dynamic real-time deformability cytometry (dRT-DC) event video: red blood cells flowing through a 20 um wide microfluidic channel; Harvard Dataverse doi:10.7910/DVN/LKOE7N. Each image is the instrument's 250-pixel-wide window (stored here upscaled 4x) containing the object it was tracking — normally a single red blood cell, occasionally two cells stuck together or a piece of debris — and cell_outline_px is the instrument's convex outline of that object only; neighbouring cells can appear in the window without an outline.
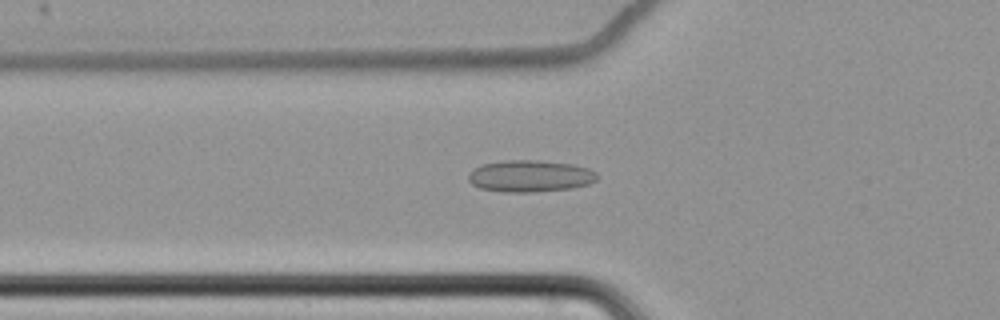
{"species": "common noctule bat (a hibernating species)", "species_latin": "Nyctalus noctula", "temperature_condition": "cold", "stored_images_in_passage": 57, "camera_frame_rate_fps": 3000, "um_per_image_px": 0.085, "animal": {"sex": "female", "body_mass_g": 22.7, "forearm_length_mm": 54.2}, "frame": {"image": 1, "passage_image": 19, "time_ms": 6.0, "image_size_px": [1000, 320], "cell_outline_px": [[596, 180], [588, 184], [572, 188], [532, 192], [504, 192], [480, 188], [472, 184], [468, 180], [468, 176], [476, 168], [484, 164], [504, 160], [540, 160], [572, 164], [588, 168], [596, 172]], "centroid_in_image_um": [45.07, 14.96], "position_along_channel_um": 80.7, "area_um2": 23.7}}
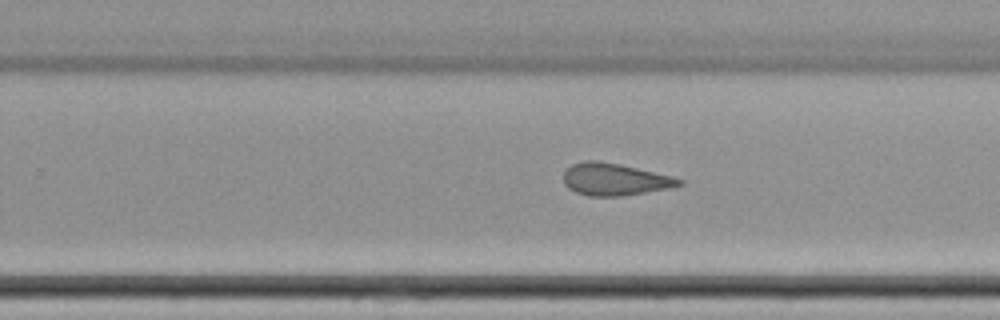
{"frame": {"image": 2, "passage_image": 36, "time_ms": 11.667, "image_size_px": [1000, 320], "cell_outline_px": [[684, 184], [668, 188], [620, 196], [588, 196], [576, 192], [568, 188], [564, 184], [564, 172], [572, 164], [584, 160], [596, 160], [620, 164], [672, 176], [684, 180]], "centroid_in_image_um": [52.23, 15.24], "position_along_channel_um": 277.6, "area_um2": 21.56}}
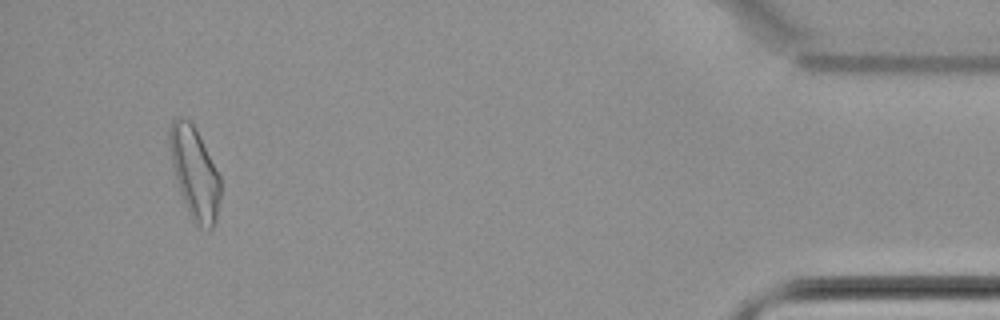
{"frame": {"image": 3, "passage_image": 54, "time_ms": 17.667, "image_size_px": [1000, 320], "cell_outline_px": [[220, 200], [216, 220], [212, 228], [208, 232], [200, 228], [196, 224], [188, 212], [180, 192], [176, 180], [168, 148], [168, 128], [172, 120], [176, 116], [180, 116], [188, 120], [196, 128], [220, 176]], "centroid_in_image_um": [16.52, 14.69], "position_along_channel_um": 418.7, "area_um2": 27.46}, "authors_computed_cell_mechanics": {"area_um2": 22.7732, "velocity_mm_per_s": 3.4873, "shape_relaxation_time_tau1_ms": null, "shape_relaxation_time_tau2_ms": 3.3285, "deformation_change_tau1": null, "deformation_change_tau2": 0.1126}}